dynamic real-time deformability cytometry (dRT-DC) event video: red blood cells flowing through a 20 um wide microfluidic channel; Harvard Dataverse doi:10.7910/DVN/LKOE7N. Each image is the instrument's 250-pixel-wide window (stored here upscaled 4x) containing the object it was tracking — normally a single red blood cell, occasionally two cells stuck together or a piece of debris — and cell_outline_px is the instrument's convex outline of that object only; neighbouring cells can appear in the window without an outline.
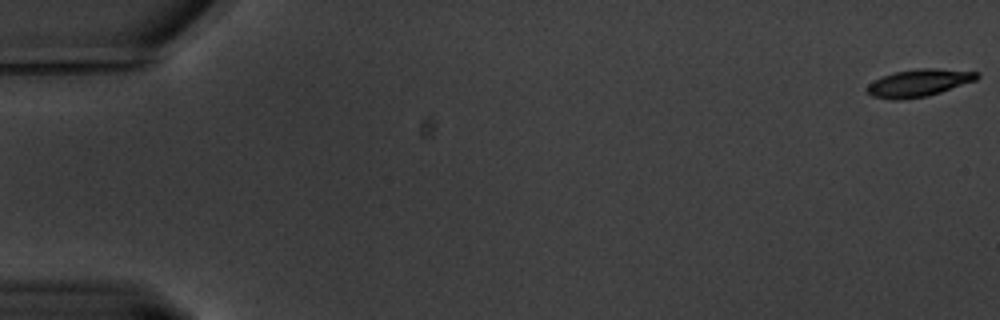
{"species": "common noctule bat (a hibernating species)", "species_latin": "Nyctalus noctula", "temperature_condition": "warm", "stored_images_in_passage": 63, "camera_frame_rate_fps": 3000, "um_per_image_px": 0.085, "animal": {"sex": "male", "body_mass_g": 20.1, "forearm_length_mm": 53.5}, "frame": {"image": 1, "passage_image": 1, "time_ms": 0.0, "image_size_px": [1000, 320], "cell_outline_px": [[980, 76], [976, 80], [940, 92], [924, 96], [900, 100], [888, 100], [872, 96], [864, 88], [868, 84], [884, 76], [896, 72], [916, 68], [936, 68], [980, 72]], "centroid_in_image_um": [78.09, 7.04], "position_along_channel_um": 6.9, "area_um2": 17.46}}
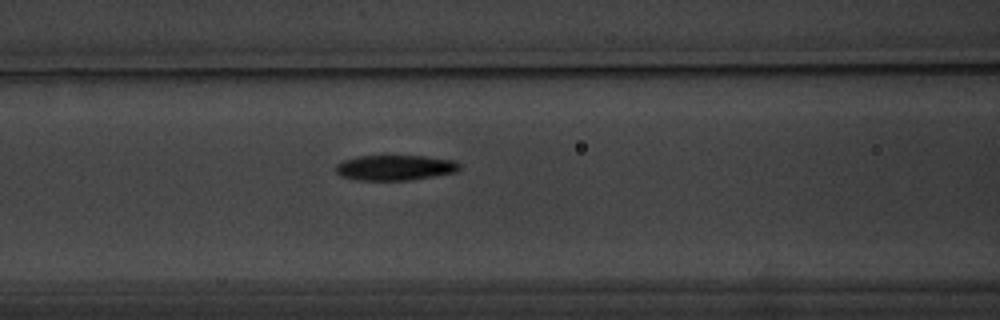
{"frame": {"image": 2, "passage_image": 27, "time_ms": 8.667, "image_size_px": [1000, 320], "cell_outline_px": [[460, 168], [456, 172], [408, 180], [356, 180], [340, 176], [336, 172], [336, 164], [344, 160], [356, 156], [424, 156], [456, 160], [460, 164]], "centroid_in_image_um": [33.57, 14.24], "position_along_channel_um": 133.0, "area_um2": 18.26}}
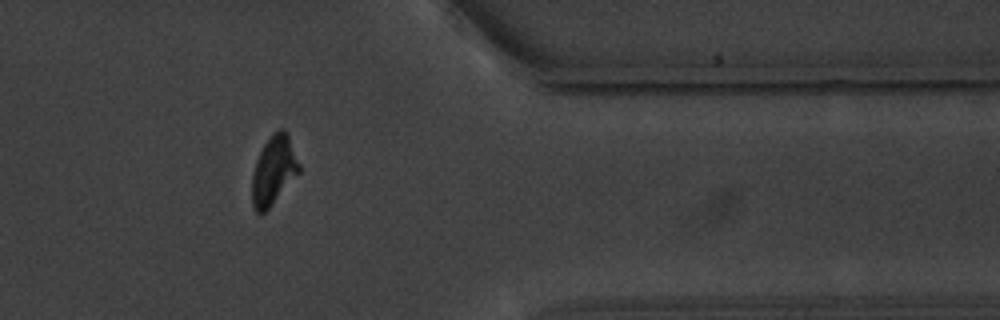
{"frame": {"image": 3, "passage_image": 52, "time_ms": 17.0, "image_size_px": [1000, 320], "cell_outline_px": [[300, 172], [272, 204], [264, 212], [256, 212], [252, 208], [252, 172], [256, 160], [264, 144], [272, 132], [280, 128], [284, 128], [288, 132], [300, 164]], "centroid_in_image_um": [23.27, 14.44], "position_along_channel_um": 388.1, "area_um2": 19.02}, "authors_computed_cell_mechanics": {"area_um2": 18.4382, "velocity_mm_per_s": 3.2538, "shape_relaxation_time_tau1_ms": 3.56, "shape_relaxation_time_tau2_ms": 3.4891, "deformation_change_tau1": 0.1629, "deformation_change_tau2": 0.0869}}